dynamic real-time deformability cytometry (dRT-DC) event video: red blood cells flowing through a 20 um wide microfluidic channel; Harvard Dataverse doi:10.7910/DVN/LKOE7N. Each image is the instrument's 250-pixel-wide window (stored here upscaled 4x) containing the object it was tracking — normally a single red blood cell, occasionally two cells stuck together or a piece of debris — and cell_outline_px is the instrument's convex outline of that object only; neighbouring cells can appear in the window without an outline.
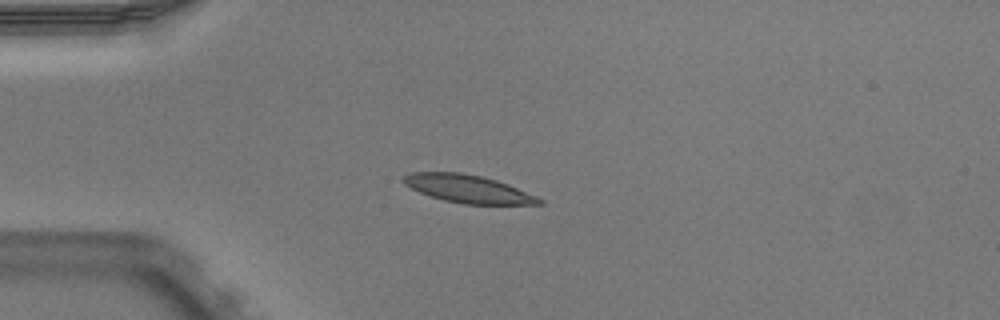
{"species": "Egyptian fruit bat (a non-hibernating species)", "species_latin": "Rousettus aegyptiacus", "temperature_condition": "warm", "stored_images_in_passage": 39, "camera_frame_rate_fps": 3000, "um_per_image_px": 0.085, "animal": {"sex": "male"}, "frame": {"image": 1, "passage_image": 1, "time_ms": 0.0, "image_size_px": [1000, 320], "cell_outline_px": [[544, 204], [464, 204], [444, 200], [420, 192], [404, 184], [404, 176], [408, 172], [460, 172], [480, 176], [496, 180], [508, 184], [536, 196], [544, 200]], "centroid_in_image_um": [39.8, 16.05], "position_along_channel_um": 45.2, "area_um2": 21.79}}
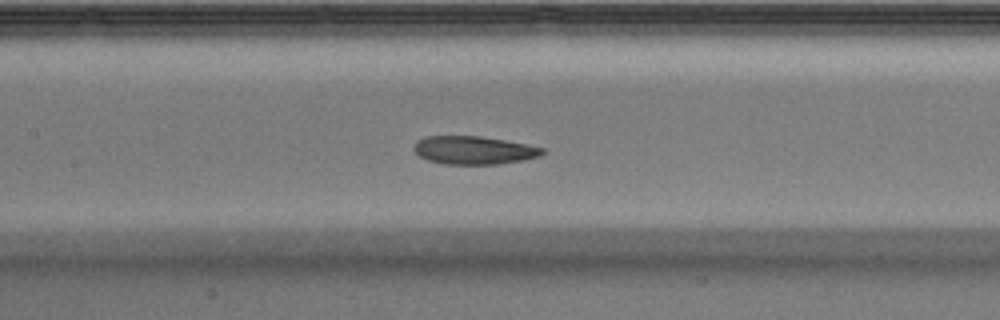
{"frame": {"image": 2, "passage_image": 12, "time_ms": 3.667, "image_size_px": [1000, 320], "cell_outline_px": [[544, 152], [540, 156], [524, 160], [496, 164], [444, 164], [428, 160], [420, 156], [412, 148], [416, 140], [424, 136], [480, 136], [504, 140], [544, 148]], "centroid_in_image_um": [40.24, 12.76], "position_along_channel_um": 167.2, "area_um2": 21.04}}
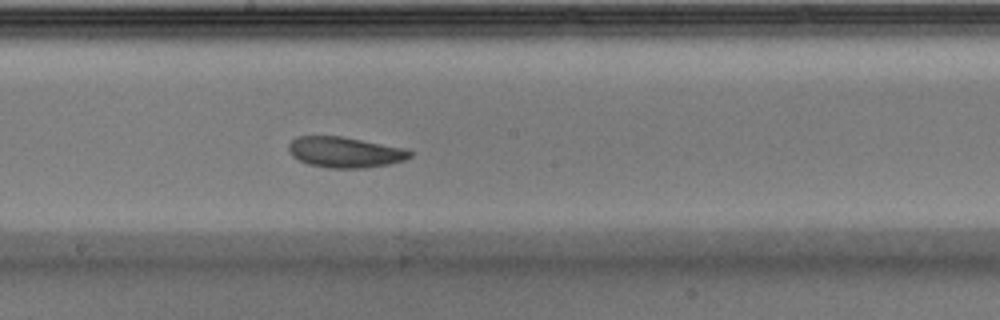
{"frame": {"image": 3, "passage_image": 16, "time_ms": 5.0, "image_size_px": [1000, 320], "cell_outline_px": [[412, 156], [404, 160], [388, 164], [364, 168], [328, 168], [308, 164], [292, 156], [288, 152], [288, 144], [296, 136], [340, 136], [408, 148], [412, 152]], "centroid_in_image_um": [29.32, 12.93], "position_along_channel_um": 218.9, "area_um2": 21.85}, "authors_computed_cell_mechanics": {"area_um2": 22.7154, "velocity_mm_per_s": 3.8989, "shape_relaxation_time_tau1_ms": 7.1468, "shape_relaxation_time_tau2_ms": null, "deformation_change_tau1": 0.1598, "deformation_change_tau2": null}}